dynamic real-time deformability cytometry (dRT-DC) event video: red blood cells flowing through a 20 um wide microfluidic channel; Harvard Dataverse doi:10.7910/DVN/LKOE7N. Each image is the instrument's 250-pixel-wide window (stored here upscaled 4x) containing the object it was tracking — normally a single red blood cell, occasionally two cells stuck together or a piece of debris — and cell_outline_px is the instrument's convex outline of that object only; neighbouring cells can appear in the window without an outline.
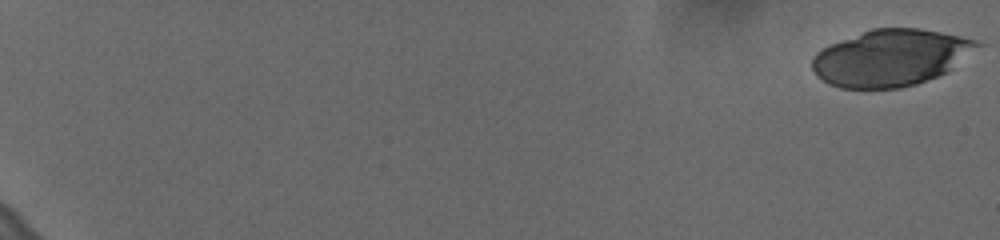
{"species": "human", "species_latin": "Homo sapiens", "temperature_condition": "cold", "stored_images_in_passage": 28, "camera_frame_rate_fps": 3000, "um_per_image_px": 0.085, "donor": {"sex": "female"}, "frame": {"image": 1, "passage_image": 1, "time_ms": 0.0, "image_size_px": [1000, 240], "cell_outline_px": [[984, 44], [948, 72], [916, 84], [900, 88], [840, 88], [828, 84], [816, 76], [812, 68], [812, 56], [816, 52], [832, 44], [872, 28], [920, 28], [960, 36], [976, 40]], "centroid_in_image_um": [75.73, 4.91], "position_along_channel_um": 9.3, "area_um2": 54.39}}
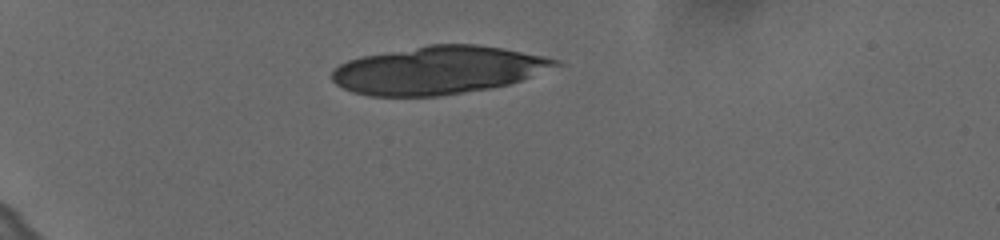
{"frame": {"image": 2, "passage_image": 19, "time_ms": 6.0, "image_size_px": [1000, 240], "cell_outline_px": [[564, 64], [520, 80], [508, 84], [488, 88], [440, 96], [368, 96], [352, 92], [336, 84], [332, 80], [332, 72], [340, 64], [348, 60], [360, 56], [428, 44], [476, 44], [504, 48], [544, 56], [560, 60]], "centroid_in_image_um": [37.24, 5.95], "position_along_channel_um": 47.8, "area_um2": 62.48}}